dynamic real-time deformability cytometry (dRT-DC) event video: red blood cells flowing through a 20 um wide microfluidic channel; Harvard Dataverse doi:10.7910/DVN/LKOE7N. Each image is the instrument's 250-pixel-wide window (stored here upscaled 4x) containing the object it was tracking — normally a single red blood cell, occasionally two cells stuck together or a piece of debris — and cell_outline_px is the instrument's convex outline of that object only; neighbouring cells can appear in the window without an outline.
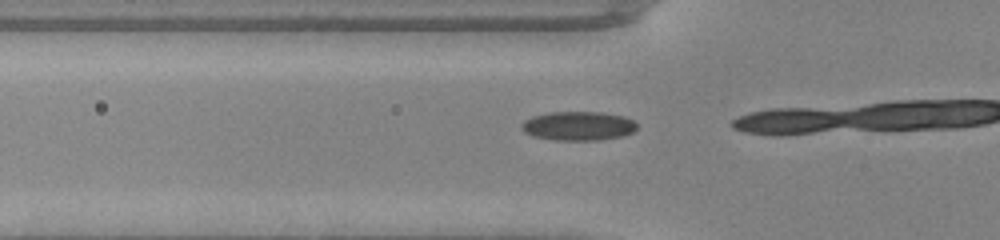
{"species": "common noctule bat (a hibernating species)", "species_latin": "Nyctalus noctula", "temperature_condition": "warm", "stored_images_in_passage": 15, "camera_frame_rate_fps": 3000, "um_per_image_px": 0.085, "animal": {"sex": "male", "body_mass_g": 20.0, "forearm_length_mm": 53.3}, "frame": {"image": 1, "passage_image": 14, "time_ms": 4.333, "image_size_px": [1000, 240], "cell_outline_px": [[636, 128], [632, 132], [620, 136], [600, 140], [556, 140], [532, 136], [524, 132], [520, 128], [520, 124], [524, 120], [532, 116], [548, 112], [600, 112], [624, 116], [632, 120], [636, 124]], "centroid_in_image_um": [49.09, 10.7], "position_along_channel_um": 76.7, "area_um2": 19.54}}